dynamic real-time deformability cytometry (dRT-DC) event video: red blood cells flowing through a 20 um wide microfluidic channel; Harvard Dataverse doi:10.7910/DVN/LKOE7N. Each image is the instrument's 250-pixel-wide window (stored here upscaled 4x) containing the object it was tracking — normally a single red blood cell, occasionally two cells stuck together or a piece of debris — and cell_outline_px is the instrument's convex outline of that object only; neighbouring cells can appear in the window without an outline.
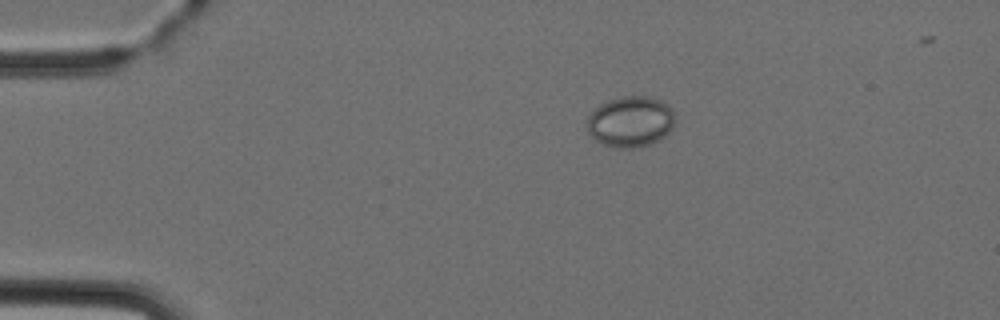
{"species": "Egyptian fruit bat (a non-hibernating species)", "species_latin": "Rousettus aegyptiacus", "temperature_condition": "cold", "stored_images_in_passage": 3, "camera_frame_rate_fps": 3000, "um_per_image_px": 0.085, "animal": {"sex": "female"}, "frame": {"image": 1, "passage_image": 1, "time_ms": 0.0, "image_size_px": [1000, 320], "cell_outline_px": [[676, 120], [672, 128], [660, 140], [652, 144], [640, 148], [616, 148], [604, 144], [596, 140], [588, 132], [588, 116], [600, 104], [608, 100], [624, 96], [648, 96], [660, 100], [668, 104], [672, 108], [676, 116]], "centroid_in_image_um": [53.64, 10.35], "position_along_channel_um": 31.4, "area_um2": 26.36}}